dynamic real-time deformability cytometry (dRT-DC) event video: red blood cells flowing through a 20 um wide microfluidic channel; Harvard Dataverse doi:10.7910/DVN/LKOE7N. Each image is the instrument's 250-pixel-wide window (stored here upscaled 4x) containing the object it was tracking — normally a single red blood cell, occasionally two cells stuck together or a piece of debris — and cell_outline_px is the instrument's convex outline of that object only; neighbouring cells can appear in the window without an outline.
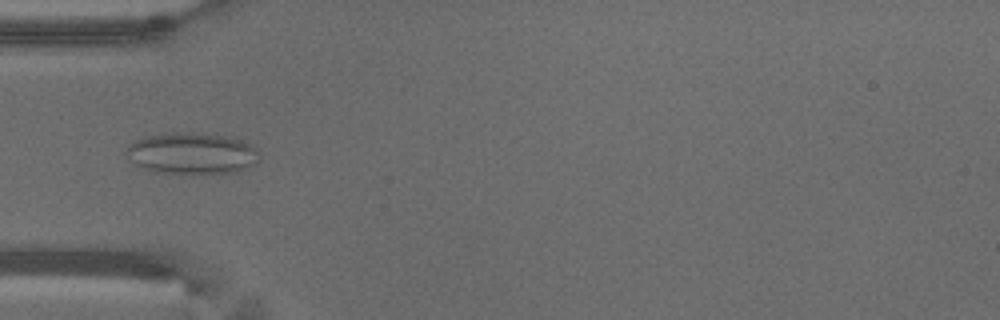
{"species": "common noctule bat (a hibernating species)", "species_latin": "Nyctalus noctula", "temperature_condition": "warm", "stored_images_in_passage": 49, "camera_frame_rate_fps": 3000, "um_per_image_px": 0.085, "animal": {"sex": "male", "body_mass_g": 18.8}, "frame": {"image": 1, "passage_image": 13, "time_ms": 4.0, "image_size_px": [1000, 320], "cell_outline_px": [[260, 160], [256, 164], [248, 168], [236, 172], [152, 172], [136, 164], [124, 152], [128, 144], [136, 140], [148, 136], [172, 132], [192, 132], [236, 136], [252, 144], [260, 152]], "centroid_in_image_um": [16.39, 13.0], "position_along_channel_um": 68.6, "area_um2": 32.43}}
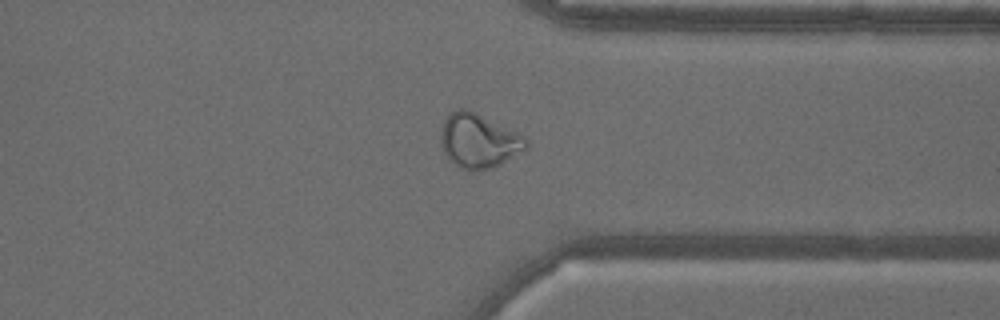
{"frame": {"image": 2, "passage_image": 37, "time_ms": 12.0, "image_size_px": [1000, 320], "cell_outline_px": [[528, 148], [500, 164], [492, 168], [472, 172], [460, 168], [448, 160], [444, 152], [440, 136], [440, 132], [444, 120], [456, 108], [464, 108], [476, 112], [524, 136], [528, 140]], "centroid_in_image_um": [40.67, 11.98], "position_along_channel_um": 370.7, "area_um2": 27.05}}
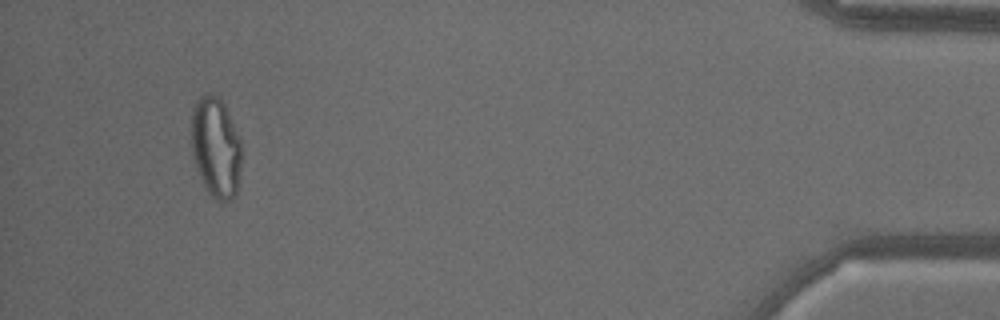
{"frame": {"image": 3, "passage_image": 46, "time_ms": 15.0, "image_size_px": [1000, 320], "cell_outline_px": [[240, 168], [236, 196], [220, 204], [204, 188], [196, 168], [188, 144], [192, 112], [196, 100], [200, 96], [208, 92], [220, 96], [224, 104], [240, 140]], "centroid_in_image_um": [18.28, 12.53], "position_along_channel_um": 416.9, "area_um2": 30.17}, "authors_computed_cell_mechanics": {"area_um2": 27.0504, "velocity_mm_per_s": 3.7839, "shape_relaxation_time_tau1_ms": null, "shape_relaxation_time_tau2_ms": 1.0767, "deformation_change_tau1": null, "deformation_change_tau2": 0.0789}}